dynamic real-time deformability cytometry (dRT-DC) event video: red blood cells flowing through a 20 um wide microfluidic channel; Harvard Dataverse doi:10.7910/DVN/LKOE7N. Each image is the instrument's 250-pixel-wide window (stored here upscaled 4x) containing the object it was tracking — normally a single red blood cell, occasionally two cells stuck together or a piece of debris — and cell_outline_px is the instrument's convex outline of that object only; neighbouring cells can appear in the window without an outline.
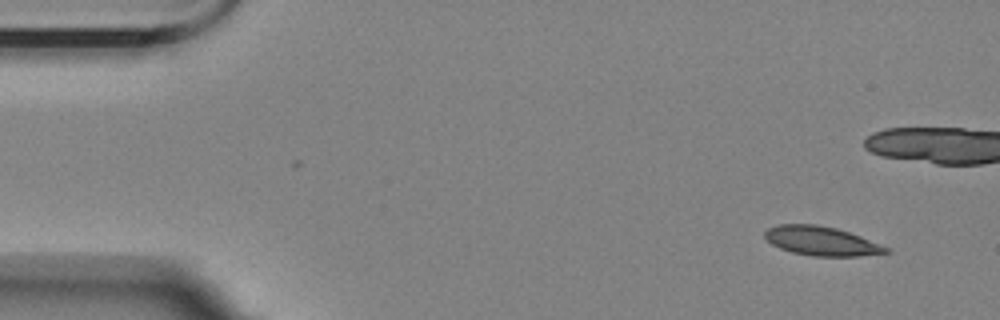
{"species": "Egyptian fruit bat (a non-hibernating species)", "species_latin": "Rousettus aegyptiacus", "temperature_condition": "room temperature", "stored_images_in_passage": 5, "camera_frame_rate_fps": 3000, "um_per_image_px": 0.085, "animal": {"sex": "female"}, "frame": {"image": 1, "passage_image": 1, "time_ms": 0.0, "image_size_px": [1000, 320], "cell_outline_px": [[892, 252], [856, 256], [812, 256], [792, 252], [780, 248], [772, 244], [764, 236], [764, 232], [768, 228], [780, 224], [816, 224], [836, 228], [860, 236], [888, 248]], "centroid_in_image_um": [69.79, 20.48], "position_along_channel_um": 15.2, "area_um2": 20.35}}